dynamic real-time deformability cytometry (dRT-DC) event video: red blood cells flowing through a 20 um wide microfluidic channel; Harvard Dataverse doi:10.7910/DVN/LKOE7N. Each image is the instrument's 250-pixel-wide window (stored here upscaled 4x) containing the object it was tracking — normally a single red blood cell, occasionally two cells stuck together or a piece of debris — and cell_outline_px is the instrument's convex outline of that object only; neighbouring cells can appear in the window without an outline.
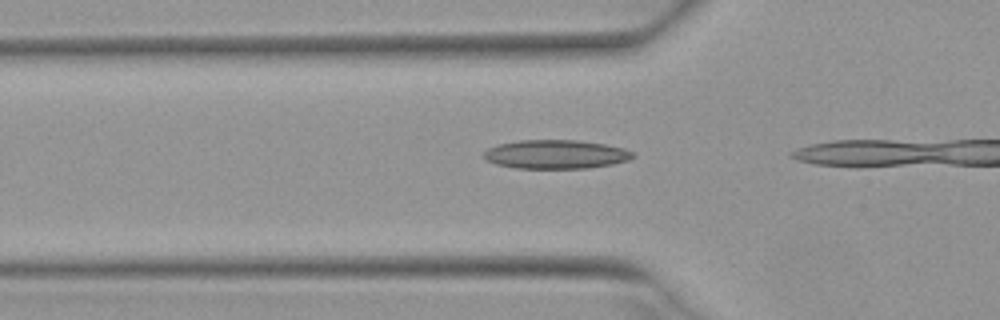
{"species": "Egyptian fruit bat (a non-hibernating species)", "species_latin": "Rousettus aegyptiacus", "temperature_condition": "warm", "stored_images_in_passage": 5, "camera_frame_rate_fps": 3000, "um_per_image_px": 0.085, "animal": {"sex": "female"}, "frame": {"image": 1, "passage_image": 3, "time_ms": 0.667, "image_size_px": [1000, 320], "cell_outline_px": [[636, 156], [628, 160], [612, 164], [588, 168], [516, 168], [496, 164], [480, 156], [488, 148], [496, 144], [520, 140], [576, 140], [604, 144], [624, 148], [632, 152]], "centroid_in_image_um": [47.22, 13.11], "position_along_channel_um": 78.6, "area_um2": 25.09}}